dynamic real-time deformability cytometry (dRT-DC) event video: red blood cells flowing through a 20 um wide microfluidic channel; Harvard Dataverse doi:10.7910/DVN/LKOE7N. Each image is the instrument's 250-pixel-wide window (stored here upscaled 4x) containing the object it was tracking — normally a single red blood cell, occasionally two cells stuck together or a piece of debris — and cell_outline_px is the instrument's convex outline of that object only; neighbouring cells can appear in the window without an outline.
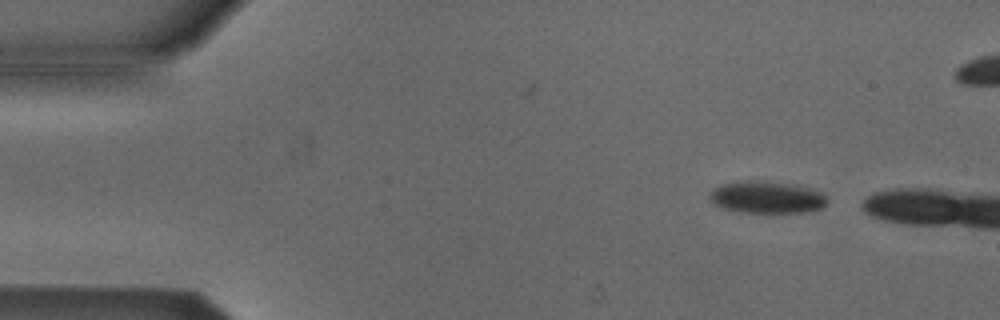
{"species": "Egyptian fruit bat (a non-hibernating species)", "species_latin": "Rousettus aegyptiacus", "temperature_condition": "cold", "stored_images_in_passage": 5, "camera_frame_rate_fps": 3000, "um_per_image_px": 0.085, "animal": {"sex": "male"}, "frame": {"image": 1, "passage_image": 1, "time_ms": 0.0, "image_size_px": [1000, 320], "cell_outline_px": [[824, 204], [820, 208], [808, 212], [740, 212], [720, 208], [712, 204], [708, 196], [720, 184], [748, 180], [756, 180], [784, 184], [820, 192], [824, 196]], "centroid_in_image_um": [65.04, 16.79], "position_along_channel_um": 20.0, "area_um2": 21.33}}